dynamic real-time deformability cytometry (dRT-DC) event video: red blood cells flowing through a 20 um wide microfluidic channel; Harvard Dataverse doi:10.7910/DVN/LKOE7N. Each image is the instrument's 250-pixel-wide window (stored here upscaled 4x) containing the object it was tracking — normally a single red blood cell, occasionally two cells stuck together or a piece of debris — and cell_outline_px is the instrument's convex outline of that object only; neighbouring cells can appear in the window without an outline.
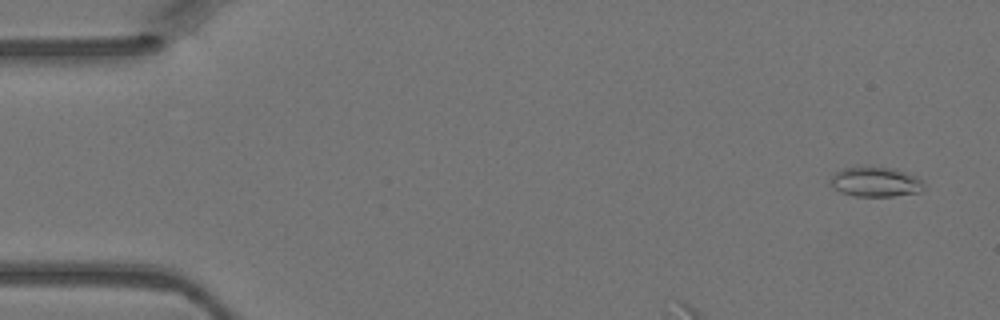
{"species": "Egyptian fruit bat (a non-hibernating species)", "species_latin": "Rousettus aegyptiacus", "temperature_condition": "warm", "stored_images_in_passage": 6, "camera_frame_rate_fps": 3000, "um_per_image_px": 0.085, "animal": {"sex": "female"}, "frame": {"image": 1, "passage_image": 1, "time_ms": 0.0, "image_size_px": [1000, 320], "cell_outline_px": [[924, 188], [920, 192], [892, 196], [856, 196], [840, 192], [832, 184], [832, 176], [836, 172], [844, 168], [896, 168], [916, 176], [924, 180]], "centroid_in_image_um": [74.5, 15.47], "position_along_channel_um": 10.5, "area_um2": 15.9}}
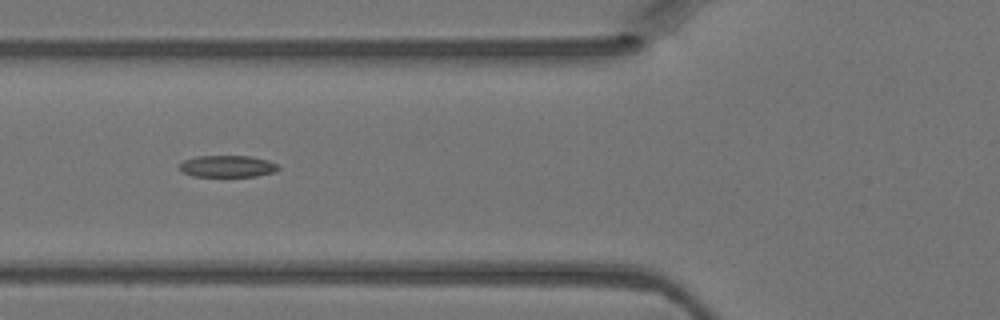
{"frame": {"image": 2, "passage_image": 5, "time_ms": 1.333, "image_size_px": [1000, 320], "cell_outline_px": [[280, 168], [276, 172], [256, 176], [192, 176], [184, 172], [180, 168], [180, 164], [184, 160], [196, 156], [252, 156], [268, 160], [276, 164]], "centroid_in_image_um": [19.37, 14.13], "position_along_channel_um": 106.4, "area_um2": 12.48}}
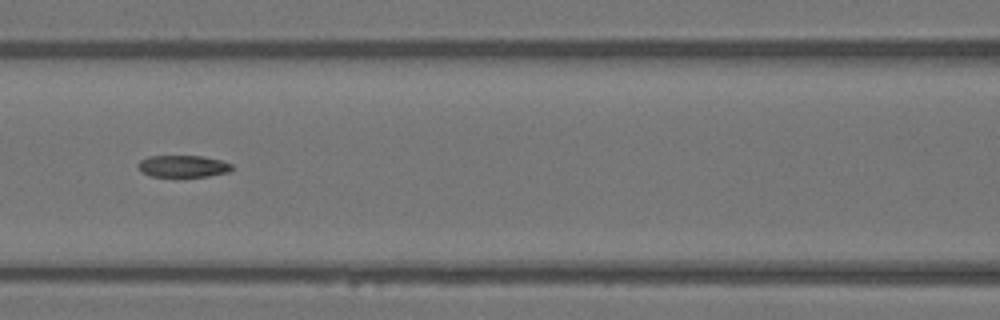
{"frame": {"image": 3, "passage_image": 6, "time_ms": 1.667, "image_size_px": [1000, 320], "cell_outline_px": [[232, 168], [228, 172], [208, 176], [152, 176], [144, 172], [136, 164], [140, 160], [148, 156], [204, 156], [220, 160], [232, 164]], "centroid_in_image_um": [15.57, 14.11], "position_along_channel_um": 151.0, "area_um2": 11.79}}